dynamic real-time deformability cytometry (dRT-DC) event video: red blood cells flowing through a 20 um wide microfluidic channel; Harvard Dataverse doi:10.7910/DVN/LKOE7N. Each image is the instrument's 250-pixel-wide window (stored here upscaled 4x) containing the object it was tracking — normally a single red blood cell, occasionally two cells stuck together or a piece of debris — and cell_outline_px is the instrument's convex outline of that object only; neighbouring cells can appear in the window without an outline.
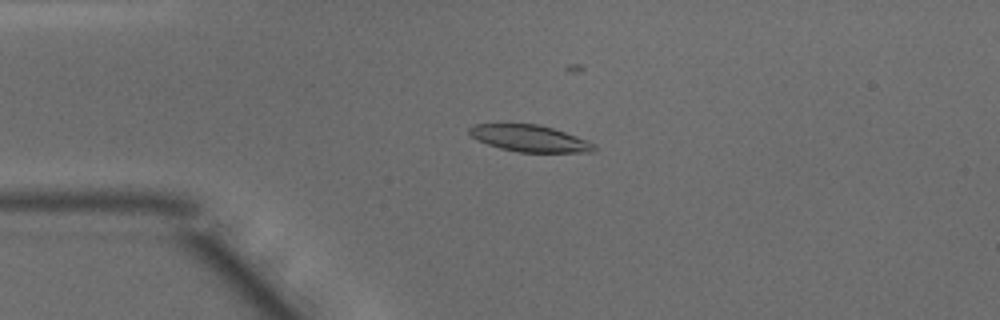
{"species": "common noctule bat (a hibernating species)", "species_latin": "Nyctalus noctula", "temperature_condition": "warm", "stored_images_in_passage": 45, "camera_frame_rate_fps": 3000, "um_per_image_px": 0.085, "animal": {"sex": "male", "body_mass_g": 15.6}, "frame": {"image": 1, "passage_image": 8, "time_ms": 2.333, "image_size_px": [1000, 320], "cell_outline_px": [[596, 152], [520, 152], [500, 148], [476, 140], [468, 132], [468, 128], [472, 124], [536, 124], [552, 128], [588, 140], [596, 144]], "centroid_in_image_um": [45.03, 11.77], "position_along_channel_um": 40.0, "area_um2": 19.36}}
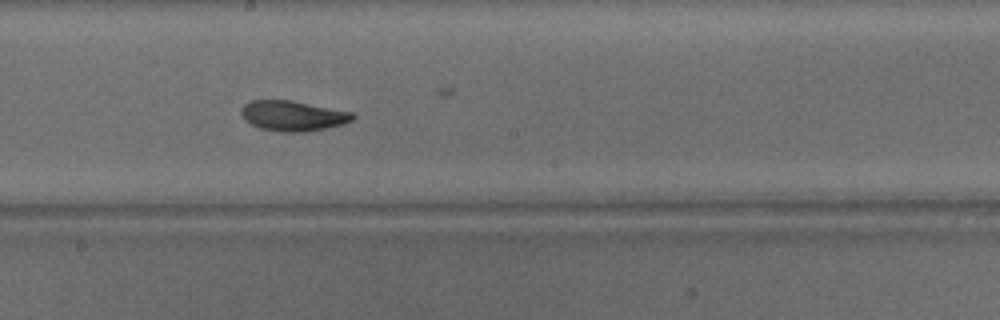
{"frame": {"image": 2, "passage_image": 23, "time_ms": 7.333, "image_size_px": [1000, 320], "cell_outline_px": [[356, 116], [352, 120], [344, 124], [324, 128], [300, 132], [280, 132], [260, 128], [244, 120], [240, 112], [240, 108], [248, 100], [292, 100], [352, 112]], "centroid_in_image_um": [24.86, 9.83], "position_along_channel_um": 223.3, "area_um2": 19.71}}
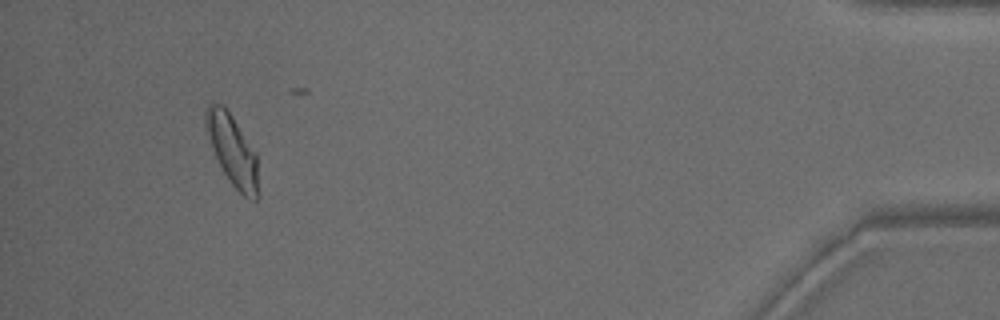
{"frame": {"image": 3, "passage_image": 42, "time_ms": 13.667, "image_size_px": [1000, 320], "cell_outline_px": [[260, 196], [256, 200], [252, 200], [244, 196], [232, 184], [224, 172], [216, 156], [204, 124], [204, 108], [208, 104], [224, 104], [256, 152]], "centroid_in_image_um": [19.78, 12.77], "position_along_channel_um": 415.4, "area_um2": 21.62}, "authors_computed_cell_mechanics": {"area_um2": 19.7098, "velocity_mm_per_s": 4.1372, "shape_relaxation_time_tau1_ms": 3.782, "shape_relaxation_time_tau2_ms": 2.312, "deformation_change_tau1": 0.1575, "deformation_change_tau2": 0.089}}